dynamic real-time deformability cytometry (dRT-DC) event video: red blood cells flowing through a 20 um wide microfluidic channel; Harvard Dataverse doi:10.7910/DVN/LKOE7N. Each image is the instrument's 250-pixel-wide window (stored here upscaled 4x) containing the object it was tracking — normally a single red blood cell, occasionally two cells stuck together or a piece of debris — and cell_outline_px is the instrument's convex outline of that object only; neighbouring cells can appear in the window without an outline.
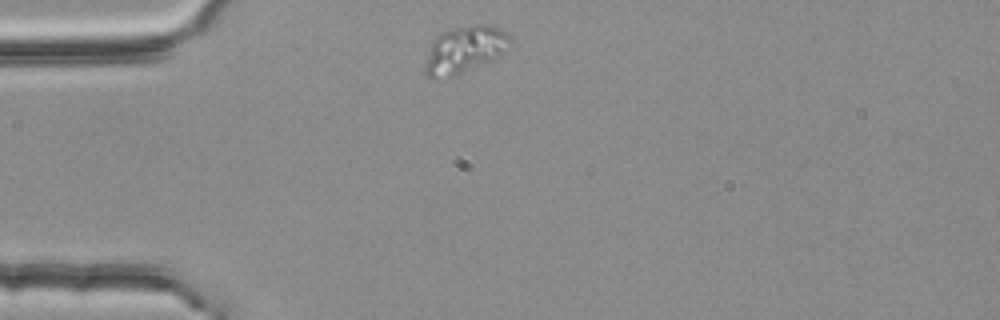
{"species": "common noctule bat (a hibernating species)", "species_latin": "Nyctalus noctula", "temperature_condition": "room temperature", "stored_images_in_passage": 44, "camera_frame_rate_fps": 3000, "um_per_image_px": 0.085, "animal": {"sex": "female", "body_mass_g": 25.1}, "frame": {"image": 1, "passage_image": 1, "time_ms": 0.0, "image_size_px": [1000, 320], "cell_outline_px": [[512, 40], [500, 56], [456, 76], [444, 80], [432, 80], [424, 72], [424, 64], [432, 40], [440, 32], [472, 24], [488, 24], [500, 28], [508, 32]], "centroid_in_image_um": [39.46, 4.24], "position_along_channel_um": 45.5, "area_um2": 23.87}}